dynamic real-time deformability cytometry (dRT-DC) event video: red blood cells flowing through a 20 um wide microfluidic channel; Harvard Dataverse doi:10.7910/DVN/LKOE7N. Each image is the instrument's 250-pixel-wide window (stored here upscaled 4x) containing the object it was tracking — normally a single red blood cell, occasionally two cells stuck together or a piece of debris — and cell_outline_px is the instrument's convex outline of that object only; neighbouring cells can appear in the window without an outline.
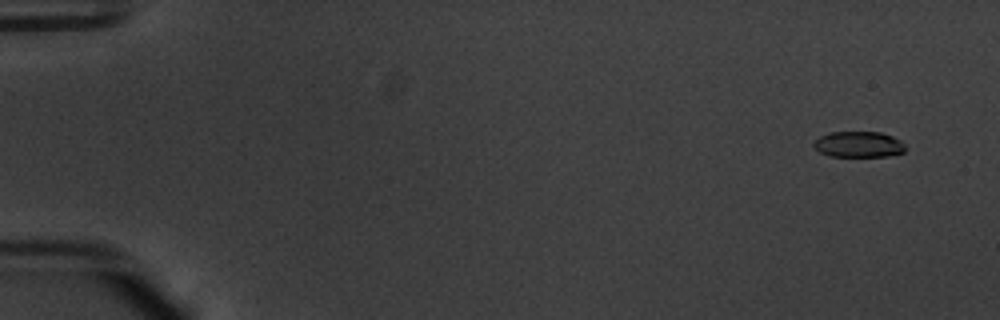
{"species": "common noctule bat (a hibernating species)", "species_latin": "Nyctalus noctula", "temperature_condition": "warm", "stored_images_in_passage": 56, "camera_frame_rate_fps": 3000, "um_per_image_px": 0.085, "animal": {"sex": "male", "body_mass_g": 20.1, "forearm_length_mm": 53.5}, "frame": {"image": 1, "passage_image": 4, "time_ms": 1.0, "image_size_px": [1000, 320], "cell_outline_px": [[904, 152], [888, 156], [828, 156], [820, 152], [812, 144], [820, 136], [832, 132], [880, 132], [892, 136], [900, 140], [904, 144]], "centroid_in_image_um": [72.98, 12.27], "position_along_channel_um": 12.0, "area_um2": 13.7}}
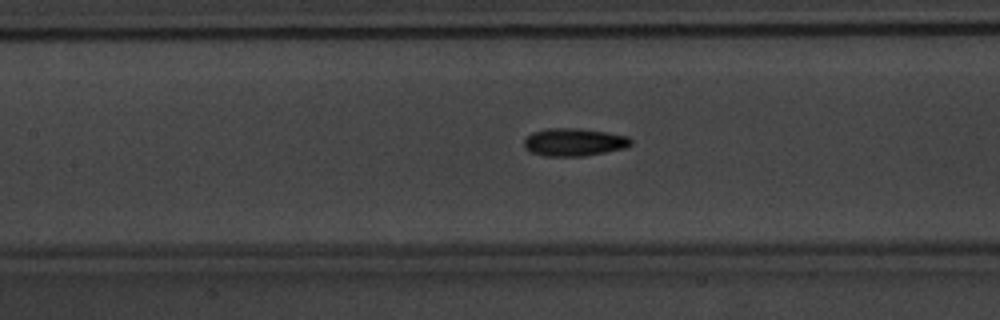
{"frame": {"image": 2, "passage_image": 27, "time_ms": 8.667, "image_size_px": [1000, 320], "cell_outline_px": [[632, 144], [624, 148], [584, 156], [544, 156], [532, 152], [524, 148], [524, 140], [532, 132], [544, 128], [580, 128], [628, 136], [632, 140]], "centroid_in_image_um": [48.77, 12.07], "position_along_channel_um": 158.6, "area_um2": 17.28}}
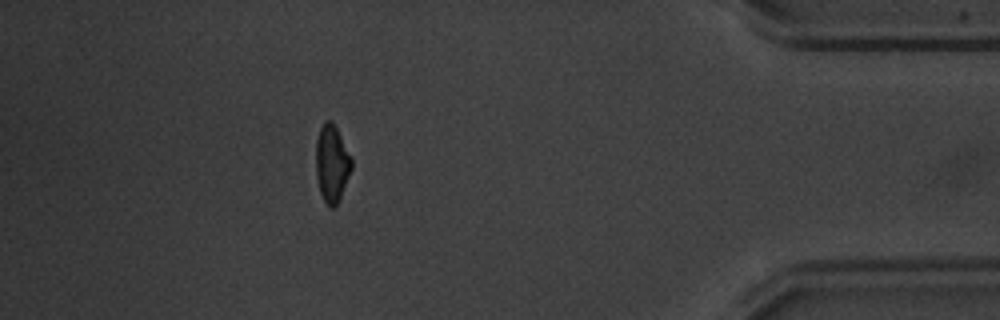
{"frame": {"image": 3, "passage_image": 50, "time_ms": 16.333, "image_size_px": [1000, 320], "cell_outline_px": [[352, 168], [340, 200], [332, 208], [328, 208], [320, 192], [316, 176], [316, 140], [320, 128], [324, 120], [332, 120], [352, 160]], "centroid_in_image_um": [28.2, 13.92], "position_along_channel_um": 407.0, "area_um2": 16.01}, "authors_computed_cell_mechanics": {"area_um2": 16.0684, "velocity_mm_per_s": 3.7847, "shape_relaxation_time_tau1_ms": 3.2212, "shape_relaxation_time_tau2_ms": 4.6063, "deformation_change_tau1": 0.1355, "deformation_change_tau2": 0.1157}}